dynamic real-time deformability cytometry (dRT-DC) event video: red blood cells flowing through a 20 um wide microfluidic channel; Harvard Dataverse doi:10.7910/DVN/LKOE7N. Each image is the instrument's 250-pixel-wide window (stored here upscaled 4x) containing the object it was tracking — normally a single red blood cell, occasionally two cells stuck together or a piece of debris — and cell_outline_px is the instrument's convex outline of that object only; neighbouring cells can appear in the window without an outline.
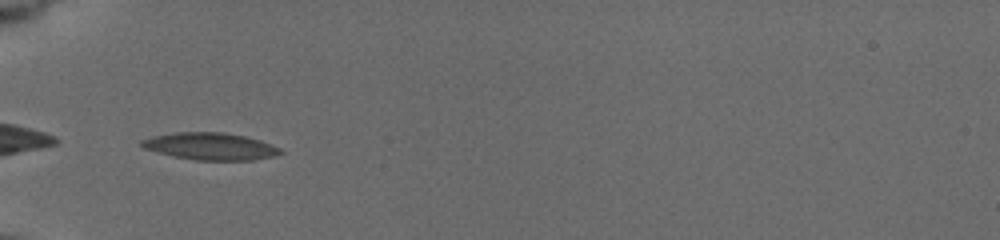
{"species": "common noctule bat (a hibernating species)", "species_latin": "Nyctalus noctula", "temperature_condition": "cold", "stored_images_in_passage": 31, "camera_frame_rate_fps": 3000, "um_per_image_px": 0.085, "animal": {"sex": "female", "body_mass_g": 19.5, "forearm_length_mm": 54.1}, "frame": {"image": 1, "passage_image": 1, "time_ms": 0.0, "image_size_px": [1000, 240], "cell_outline_px": [[284, 152], [276, 156], [252, 160], [196, 160], [172, 156], [144, 148], [140, 144], [140, 140], [152, 136], [176, 132], [224, 132], [244, 136], [260, 140], [280, 148]], "centroid_in_image_um": [17.89, 12.43], "position_along_channel_um": 67.1, "area_um2": 21.96}}
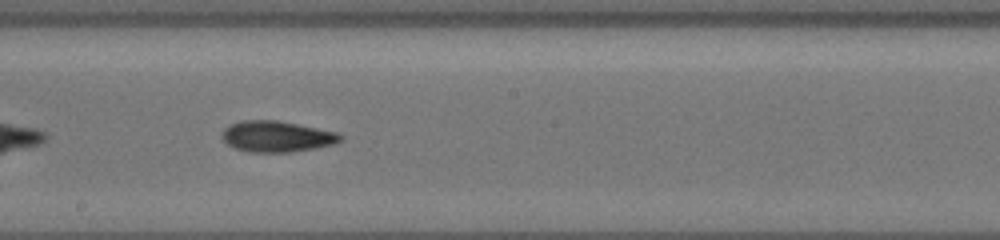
{"frame": {"image": 2, "passage_image": 14, "time_ms": 4.333, "image_size_px": [1000, 240], "cell_outline_px": [[344, 140], [336, 144], [316, 148], [292, 152], [248, 152], [236, 148], [228, 144], [220, 136], [224, 128], [228, 124], [240, 120], [276, 120], [336, 132], [344, 136]], "centroid_in_image_um": [23.53, 11.6], "position_along_channel_um": 224.7, "area_um2": 21.56}}
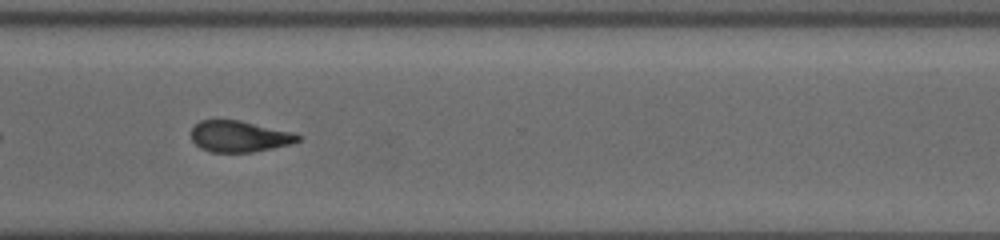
{"frame": {"image": 3, "passage_image": 24, "time_ms": 7.667, "image_size_px": [1000, 240], "cell_outline_px": [[304, 136], [300, 140], [292, 144], [252, 152], [212, 152], [200, 148], [192, 140], [192, 128], [200, 120], [240, 120], [292, 132]], "centroid_in_image_um": [20.37, 11.59], "position_along_channel_um": 350.2, "area_um2": 19.42}, "authors_computed_cell_mechanics": {"area_um2": 20.9236, "velocity_mm_per_s": 3.7725, "shape_relaxation_time_tau1_ms": 5.7599, "shape_relaxation_time_tau2_ms": 4.8268, "deformation_change_tau1": 0.1412, "deformation_change_tau2": 0.1296}}